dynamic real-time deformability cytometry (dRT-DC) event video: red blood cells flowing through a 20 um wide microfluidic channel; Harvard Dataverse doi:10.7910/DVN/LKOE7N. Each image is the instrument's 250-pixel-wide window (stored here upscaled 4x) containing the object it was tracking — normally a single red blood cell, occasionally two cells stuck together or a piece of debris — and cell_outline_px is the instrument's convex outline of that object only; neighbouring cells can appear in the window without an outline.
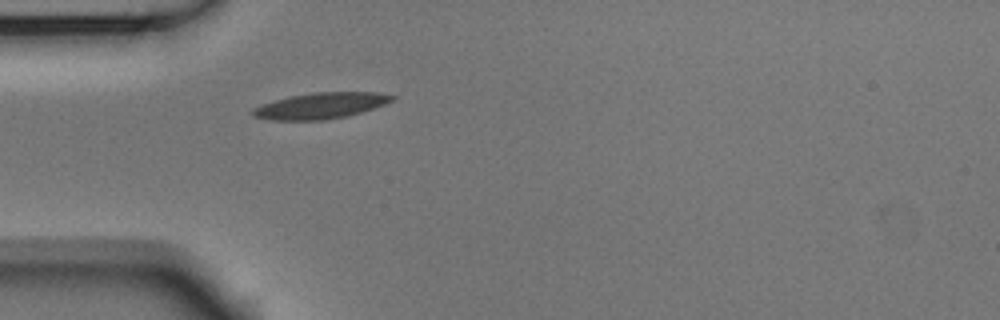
{"species": "Egyptian fruit bat (a non-hibernating species)", "species_latin": "Rousettus aegyptiacus", "temperature_condition": "room temperature", "stored_images_in_passage": 39, "camera_frame_rate_fps": 3000, "um_per_image_px": 0.085, "animal": {"sex": "male"}, "frame": {"image": 1, "passage_image": 1, "time_ms": 0.0, "image_size_px": [1000, 320], "cell_outline_px": [[396, 96], [392, 100], [384, 104], [348, 116], [324, 120], [268, 120], [252, 116], [252, 108], [288, 96], [312, 92], [380, 92]], "centroid_in_image_um": [27.23, 8.98], "position_along_channel_um": 57.8, "area_um2": 21.1}}
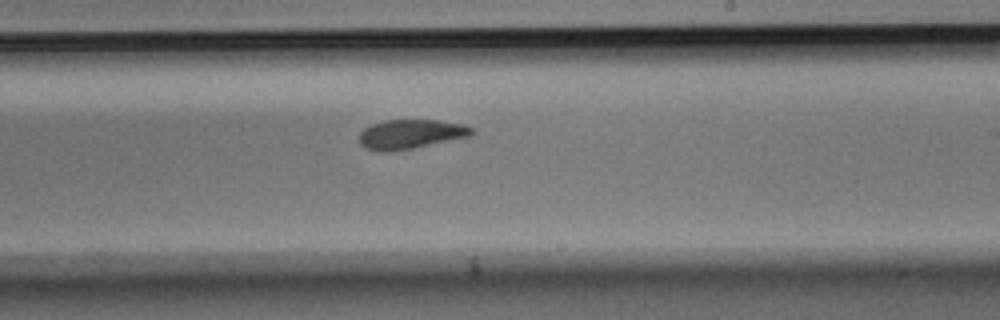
{"frame": {"image": 2, "passage_image": 17, "time_ms": 5.333, "image_size_px": [1000, 320], "cell_outline_px": [[476, 132], [468, 136], [412, 148], [388, 152], [380, 152], [364, 148], [360, 144], [360, 132], [364, 128], [372, 124], [384, 120], [436, 120], [464, 124], [476, 128]], "centroid_in_image_um": [34.9, 11.4], "position_along_channel_um": 254.1, "area_um2": 19.25}}
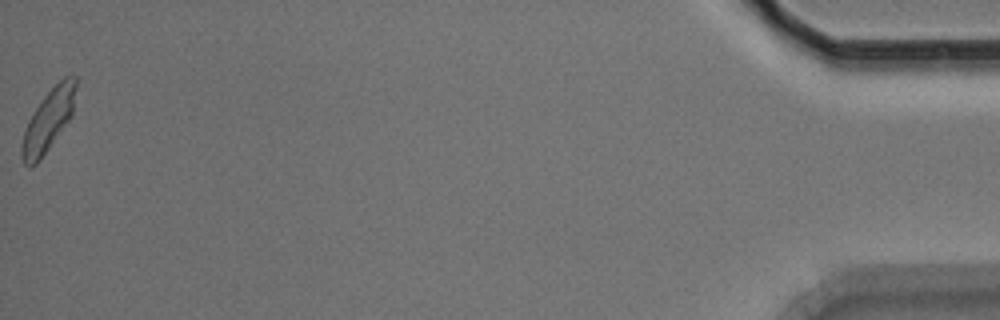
{"frame": {"image": 3, "passage_image": 39, "time_ms": 12.667, "image_size_px": [1000, 320], "cell_outline_px": [[76, 84], [72, 116], [40, 160], [32, 168], [28, 168], [24, 164], [20, 156], [20, 148], [24, 132], [36, 108], [44, 96], [64, 76], [72, 72], [76, 76]], "centroid_in_image_um": [4.11, 10.25], "position_along_channel_um": 431.1, "area_um2": 19.36}, "authors_computed_cell_mechanics": {"area_um2": 19.7098, "velocity_mm_per_s": 3.7457, "shape_relaxation_time_tau1_ms": 4.2956, "shape_relaxation_time_tau2_ms": 2.0869, "deformation_change_tau1": 0.1509, "deformation_change_tau2": 0.0865}}